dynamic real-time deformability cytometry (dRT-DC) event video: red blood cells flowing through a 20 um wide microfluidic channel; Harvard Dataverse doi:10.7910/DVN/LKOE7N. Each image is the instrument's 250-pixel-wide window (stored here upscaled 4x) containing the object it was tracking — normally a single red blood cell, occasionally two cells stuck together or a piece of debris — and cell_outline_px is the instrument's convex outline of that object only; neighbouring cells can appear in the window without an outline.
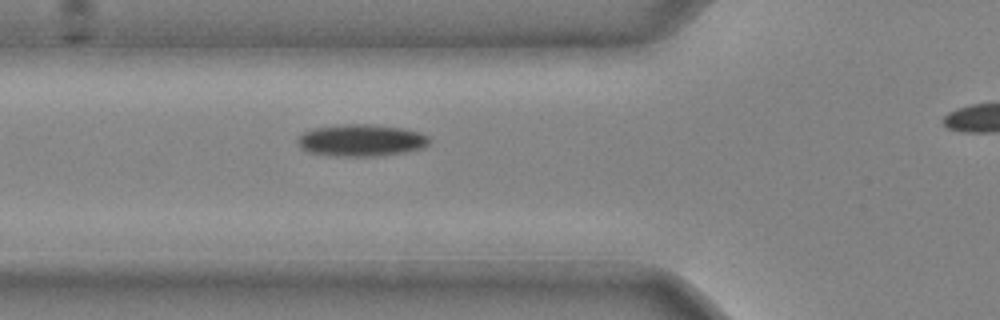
{"species": "common noctule bat (a hibernating species)", "species_latin": "Nyctalus noctula", "temperature_condition": "cold", "stored_images_in_passage": 26, "camera_frame_rate_fps": 3000, "um_per_image_px": 0.085, "animal": {"sex": "male", "body_mass_g": 20.4}, "frame": {"image": 1, "passage_image": 3, "time_ms": 0.667, "image_size_px": [1000, 320], "cell_outline_px": [[432, 140], [424, 148], [404, 152], [376, 156], [328, 156], [308, 152], [300, 148], [300, 136], [304, 132], [316, 128], [344, 124], [372, 124], [400, 128], [420, 132], [428, 136]], "centroid_in_image_um": [30.74, 11.94], "position_along_channel_um": 95.1, "area_um2": 24.45}}
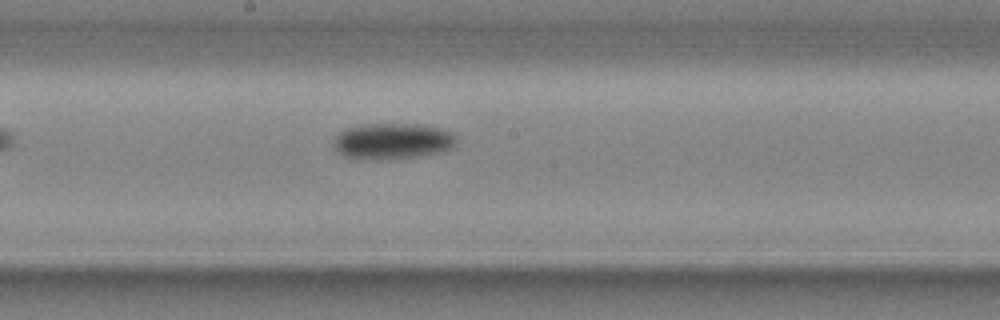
{"frame": {"image": 2, "passage_image": 11, "time_ms": 3.333, "image_size_px": [1000, 320], "cell_outline_px": [[456, 144], [452, 148], [440, 152], [420, 156], [392, 160], [360, 160], [344, 156], [336, 148], [336, 136], [340, 132], [348, 128], [364, 124], [420, 124], [444, 128], [452, 132], [456, 136]], "centroid_in_image_um": [33.43, 12.01], "position_along_channel_um": 214.8, "area_um2": 26.13}}
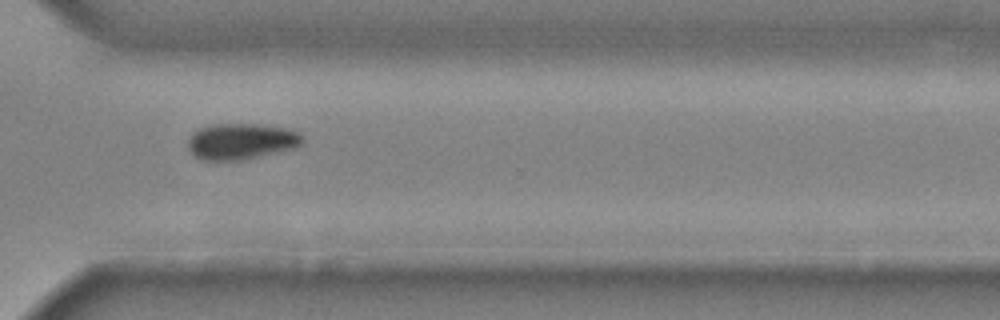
{"frame": {"image": 3, "passage_image": 20, "time_ms": 6.333, "image_size_px": [1000, 320], "cell_outline_px": [[304, 140], [296, 148], [240, 160], [204, 160], [196, 156], [188, 148], [188, 140], [200, 128], [216, 124], [260, 124], [284, 128], [300, 132], [304, 136]], "centroid_in_image_um": [20.56, 12.01], "position_along_channel_um": 350.0, "area_um2": 23.81}}